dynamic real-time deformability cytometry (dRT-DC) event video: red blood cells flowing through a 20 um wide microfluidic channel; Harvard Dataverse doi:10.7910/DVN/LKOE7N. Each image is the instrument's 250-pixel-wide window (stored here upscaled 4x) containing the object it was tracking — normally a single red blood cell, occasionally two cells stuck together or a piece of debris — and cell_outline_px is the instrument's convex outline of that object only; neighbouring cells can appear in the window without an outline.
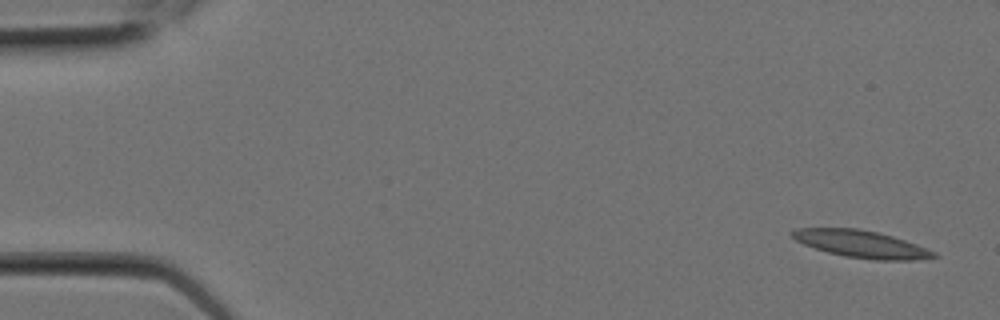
{"species": "Egyptian fruit bat (a non-hibernating species)", "species_latin": "Rousettus aegyptiacus", "temperature_condition": "room temperature", "stored_images_in_passage": 7, "camera_frame_rate_fps": 3000, "um_per_image_px": 0.085, "animal": {"sex": "female"}, "frame": {"image": 1, "passage_image": 1, "time_ms": 0.0, "image_size_px": [1000, 320], "cell_outline_px": [[940, 256], [916, 260], [876, 260], [844, 256], [828, 252], [804, 244], [796, 240], [788, 232], [796, 228], [856, 228], [880, 232], [916, 244], [936, 252]], "centroid_in_image_um": [73.22, 20.74], "position_along_channel_um": 11.8, "area_um2": 22.43}}
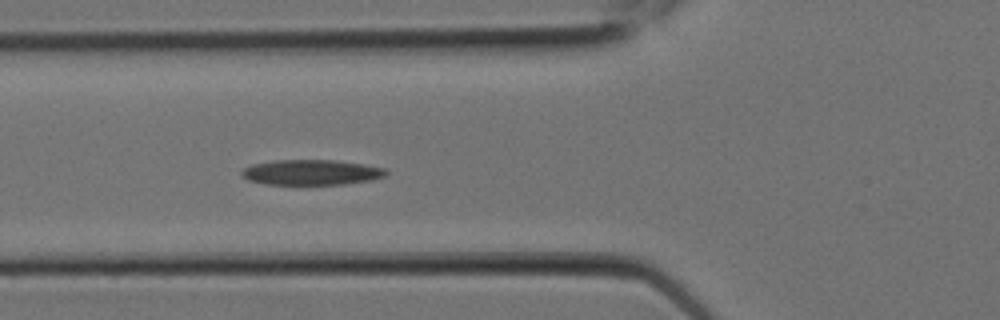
{"frame": {"image": 2, "passage_image": 7, "time_ms": 2.0, "image_size_px": [1000, 320], "cell_outline_px": [[388, 172], [384, 176], [372, 180], [344, 184], [264, 184], [248, 180], [240, 176], [240, 172], [244, 168], [252, 164], [276, 160], [336, 160], [364, 164], [384, 168]], "centroid_in_image_um": [26.44, 14.65], "position_along_channel_um": 99.4, "area_um2": 21.33}}